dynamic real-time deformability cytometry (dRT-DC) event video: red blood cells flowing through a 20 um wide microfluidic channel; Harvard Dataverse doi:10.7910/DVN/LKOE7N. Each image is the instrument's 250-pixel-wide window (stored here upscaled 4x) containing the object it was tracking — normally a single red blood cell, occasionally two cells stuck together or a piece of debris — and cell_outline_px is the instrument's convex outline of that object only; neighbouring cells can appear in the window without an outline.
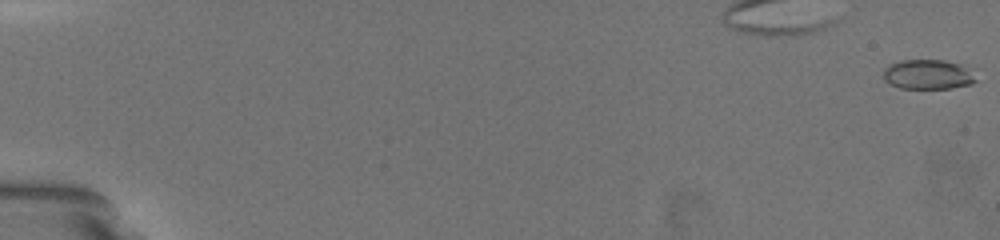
{"species": "common noctule bat (a hibernating species)", "species_latin": "Nyctalus noctula", "temperature_condition": "warm", "stored_images_in_passage": 13, "camera_frame_rate_fps": 3000, "um_per_image_px": 0.085, "animal": {"sex": "female", "body_mass_g": 19.5, "forearm_length_mm": 54.1}, "frame": {"image": 1, "passage_image": 1, "time_ms": 0.0, "image_size_px": [1000, 240], "cell_outline_px": [[976, 80], [972, 84], [952, 88], [900, 88], [884, 80], [884, 68], [888, 64], [900, 60], [944, 60], [960, 64]], "centroid_in_image_um": [78.8, 6.32], "position_along_channel_um": 6.2, "area_um2": 15.72}}